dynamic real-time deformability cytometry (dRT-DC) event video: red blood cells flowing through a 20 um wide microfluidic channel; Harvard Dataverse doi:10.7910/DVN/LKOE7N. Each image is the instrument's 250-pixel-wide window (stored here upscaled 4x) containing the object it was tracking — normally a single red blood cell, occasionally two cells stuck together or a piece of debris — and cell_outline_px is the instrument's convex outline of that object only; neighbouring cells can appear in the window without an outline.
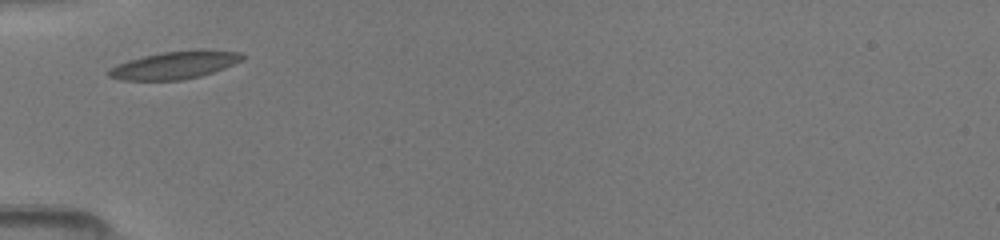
{"species": "common noctule bat (a hibernating species)", "species_latin": "Nyctalus noctula", "temperature_condition": "room temperature", "stored_images_in_passage": 2, "camera_frame_rate_fps": 3000, "um_per_image_px": 0.085, "animal": {"sex": "female", "body_mass_g": 19.5, "forearm_length_mm": 54.1}, "frame": {"image": 1, "passage_image": 1, "time_ms": 0.0, "image_size_px": [1000, 240], "cell_outline_px": [[244, 60], [224, 68], [200, 76], [180, 80], [120, 80], [108, 76], [108, 68], [116, 64], [128, 60], [144, 56], [164, 52], [240, 52], [244, 56]], "centroid_in_image_um": [14.75, 5.58], "position_along_channel_um": 70.3, "area_um2": 20.63}}
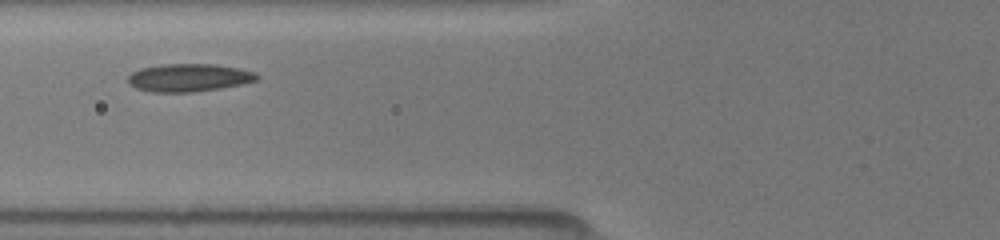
{"frame": {"image": 2, "passage_image": 2, "time_ms": 1.0, "image_size_px": [1000, 240], "cell_outline_px": [[260, 76], [256, 80], [240, 84], [220, 88], [192, 92], [152, 92], [136, 88], [128, 84], [128, 76], [132, 72], [140, 68], [160, 64], [216, 64], [240, 68], [256, 72]], "centroid_in_image_um": [16.04, 6.59], "position_along_channel_um": 109.8, "area_um2": 21.04}}